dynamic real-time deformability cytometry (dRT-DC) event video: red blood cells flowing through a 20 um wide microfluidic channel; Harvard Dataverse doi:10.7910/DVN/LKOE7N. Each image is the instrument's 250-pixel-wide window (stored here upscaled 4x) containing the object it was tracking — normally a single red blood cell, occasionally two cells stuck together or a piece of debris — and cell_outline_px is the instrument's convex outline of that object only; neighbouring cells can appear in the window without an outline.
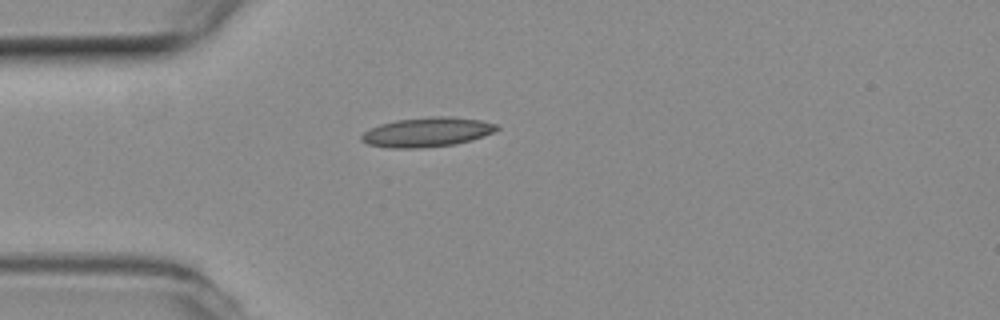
{"species": "common noctule bat (a hibernating species)", "species_latin": "Nyctalus noctula", "temperature_condition": "room temperature", "stored_images_in_passage": 41, "camera_frame_rate_fps": 3000, "um_per_image_px": 0.085, "animal": {"sex": "female", "body_mass_g": 19.3, "forearm_length_mm": 54.1}, "frame": {"image": 1, "passage_image": 1, "time_ms": 0.0, "image_size_px": [1000, 320], "cell_outline_px": [[500, 128], [484, 136], [472, 140], [456, 144], [420, 148], [388, 148], [368, 144], [360, 140], [360, 136], [364, 132], [380, 124], [396, 120], [432, 116], [452, 116], [480, 120], [496, 124]], "centroid_in_image_um": [36.3, 11.23], "position_along_channel_um": 48.7, "area_um2": 23.29}}
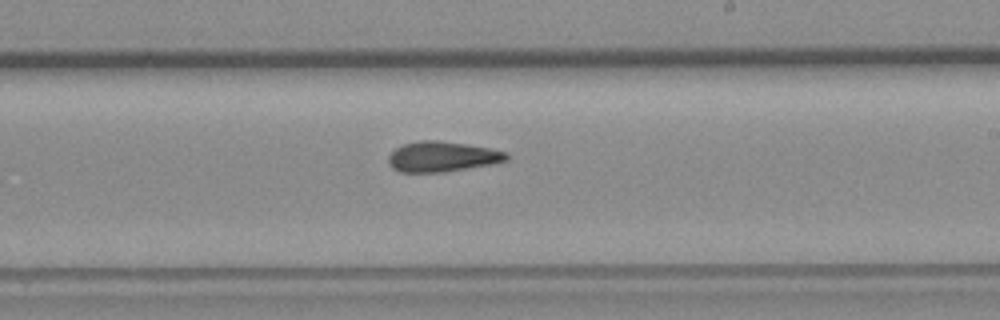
{"frame": {"image": 2, "passage_image": 18, "time_ms": 5.667, "image_size_px": [1000, 320], "cell_outline_px": [[508, 160], [496, 164], [444, 172], [400, 172], [392, 168], [388, 164], [388, 156], [396, 148], [404, 144], [420, 140], [436, 140], [464, 144], [488, 148], [508, 152]], "centroid_in_image_um": [37.6, 13.33], "position_along_channel_um": 251.4, "area_um2": 20.92}}
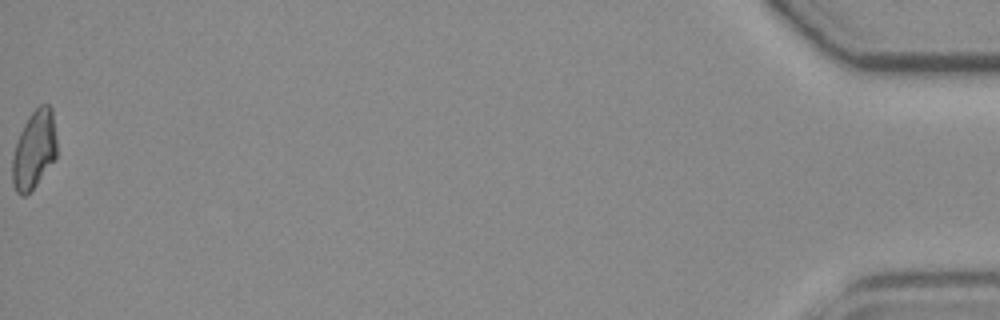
{"frame": {"image": 3, "passage_image": 41, "time_ms": 13.333, "image_size_px": [1000, 320], "cell_outline_px": [[56, 156], [36, 184], [24, 196], [20, 196], [16, 192], [12, 184], [12, 156], [16, 140], [28, 116], [40, 104], [48, 104], [52, 108], [56, 136]], "centroid_in_image_um": [2.88, 12.7], "position_along_channel_um": 432.3, "area_um2": 20.23}, "authors_computed_cell_mechanics": {"area_um2": 20.6346, "velocity_mm_per_s": 3.7768, "shape_relaxation_time_tau1_ms": null, "shape_relaxation_time_tau2_ms": 3.1446, "deformation_change_tau1": null, "deformation_change_tau2": 0.1216}}